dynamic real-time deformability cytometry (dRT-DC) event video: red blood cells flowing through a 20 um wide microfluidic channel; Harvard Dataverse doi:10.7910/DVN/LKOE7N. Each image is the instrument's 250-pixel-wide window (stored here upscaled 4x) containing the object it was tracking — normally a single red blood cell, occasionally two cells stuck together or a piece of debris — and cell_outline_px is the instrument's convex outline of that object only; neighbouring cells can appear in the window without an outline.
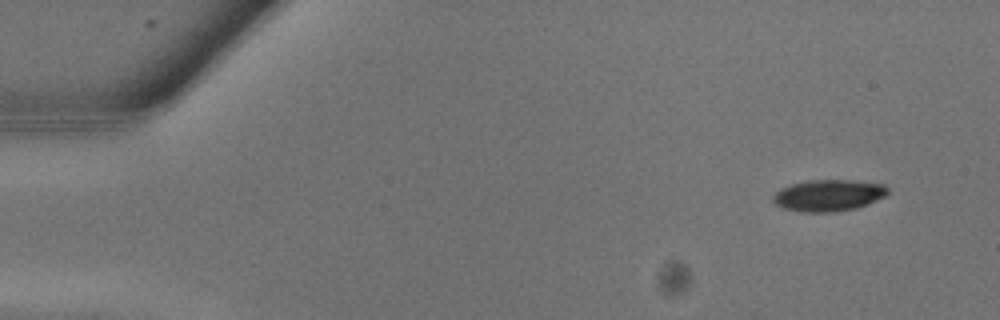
{"species": "common noctule bat (a hibernating species)", "species_latin": "Nyctalus noctula", "temperature_condition": "warm", "stored_images_in_passage": 8, "camera_frame_rate_fps": 3000, "um_per_image_px": 0.085, "animal": {"sex": "male", "body_mass_g": 13.3}, "frame": {"image": 1, "passage_image": 2, "time_ms": 0.333, "image_size_px": [1000, 320], "cell_outline_px": [[888, 192], [884, 196], [868, 204], [856, 208], [832, 212], [800, 212], [784, 208], [776, 204], [772, 200], [772, 196], [776, 192], [792, 184], [812, 180], [852, 180], [884, 184], [888, 188]], "centroid_in_image_um": [70.43, 16.61], "position_along_channel_um": 14.6, "area_um2": 20.92}}
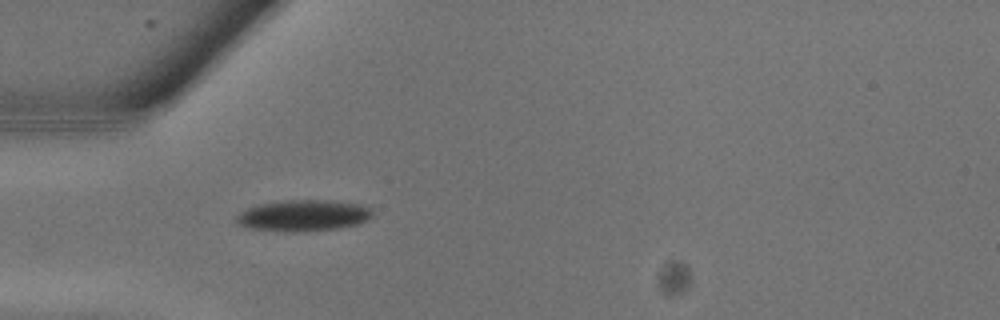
{"frame": {"image": 2, "passage_image": 8, "time_ms": 2.333, "image_size_px": [1000, 320], "cell_outline_px": [[372, 216], [368, 220], [356, 224], [336, 228], [292, 232], [248, 228], [240, 224], [236, 220], [236, 216], [240, 212], [248, 208], [260, 204], [288, 200], [328, 200], [356, 204], [368, 208], [372, 212]], "centroid_in_image_um": [25.75, 18.32], "position_along_channel_um": 59.2, "area_um2": 24.28}}